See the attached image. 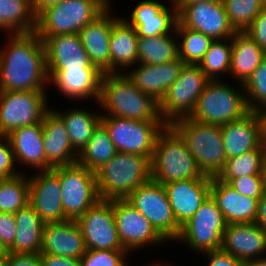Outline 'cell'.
<instances>
[{
	"instance_id": "3",
	"label": "cell",
	"mask_w": 266,
	"mask_h": 266,
	"mask_svg": "<svg viewBox=\"0 0 266 266\" xmlns=\"http://www.w3.org/2000/svg\"><path fill=\"white\" fill-rule=\"evenodd\" d=\"M151 179L164 185L181 180L212 178L203 175L180 135L166 125L156 139Z\"/></svg>"
},
{
	"instance_id": "10",
	"label": "cell",
	"mask_w": 266,
	"mask_h": 266,
	"mask_svg": "<svg viewBox=\"0 0 266 266\" xmlns=\"http://www.w3.org/2000/svg\"><path fill=\"white\" fill-rule=\"evenodd\" d=\"M60 179L61 201L68 220H77L101 198L96 175L78 163L52 169Z\"/></svg>"
},
{
	"instance_id": "35",
	"label": "cell",
	"mask_w": 266,
	"mask_h": 266,
	"mask_svg": "<svg viewBox=\"0 0 266 266\" xmlns=\"http://www.w3.org/2000/svg\"><path fill=\"white\" fill-rule=\"evenodd\" d=\"M176 31L155 37H138V63L164 64L178 59Z\"/></svg>"
},
{
	"instance_id": "42",
	"label": "cell",
	"mask_w": 266,
	"mask_h": 266,
	"mask_svg": "<svg viewBox=\"0 0 266 266\" xmlns=\"http://www.w3.org/2000/svg\"><path fill=\"white\" fill-rule=\"evenodd\" d=\"M250 111L266 107V57L243 84Z\"/></svg>"
},
{
	"instance_id": "32",
	"label": "cell",
	"mask_w": 266,
	"mask_h": 266,
	"mask_svg": "<svg viewBox=\"0 0 266 266\" xmlns=\"http://www.w3.org/2000/svg\"><path fill=\"white\" fill-rule=\"evenodd\" d=\"M15 218L17 224L15 239L7 252L17 254L40 253L45 223L30 204L16 212Z\"/></svg>"
},
{
	"instance_id": "33",
	"label": "cell",
	"mask_w": 266,
	"mask_h": 266,
	"mask_svg": "<svg viewBox=\"0 0 266 266\" xmlns=\"http://www.w3.org/2000/svg\"><path fill=\"white\" fill-rule=\"evenodd\" d=\"M74 104L64 111L63 108L61 111L56 110V108L52 109L62 118L66 125L71 145L79 154L92 137L94 130L101 123L102 115L100 110L96 112L89 109L91 111H88L87 108H81L79 107L80 105Z\"/></svg>"
},
{
	"instance_id": "44",
	"label": "cell",
	"mask_w": 266,
	"mask_h": 266,
	"mask_svg": "<svg viewBox=\"0 0 266 266\" xmlns=\"http://www.w3.org/2000/svg\"><path fill=\"white\" fill-rule=\"evenodd\" d=\"M237 192L243 196L252 197L260 200L265 192L262 175H249L245 177H237L229 183Z\"/></svg>"
},
{
	"instance_id": "43",
	"label": "cell",
	"mask_w": 266,
	"mask_h": 266,
	"mask_svg": "<svg viewBox=\"0 0 266 266\" xmlns=\"http://www.w3.org/2000/svg\"><path fill=\"white\" fill-rule=\"evenodd\" d=\"M125 250H87L80 258L81 266H128Z\"/></svg>"
},
{
	"instance_id": "28",
	"label": "cell",
	"mask_w": 266,
	"mask_h": 266,
	"mask_svg": "<svg viewBox=\"0 0 266 266\" xmlns=\"http://www.w3.org/2000/svg\"><path fill=\"white\" fill-rule=\"evenodd\" d=\"M13 148L16 163L20 168L35 171L48 170V162L44 153L42 122L23 126L6 136Z\"/></svg>"
},
{
	"instance_id": "27",
	"label": "cell",
	"mask_w": 266,
	"mask_h": 266,
	"mask_svg": "<svg viewBox=\"0 0 266 266\" xmlns=\"http://www.w3.org/2000/svg\"><path fill=\"white\" fill-rule=\"evenodd\" d=\"M210 195L215 200L227 224L254 223L259 200L241 195L228 183L213 177Z\"/></svg>"
},
{
	"instance_id": "2",
	"label": "cell",
	"mask_w": 266,
	"mask_h": 266,
	"mask_svg": "<svg viewBox=\"0 0 266 266\" xmlns=\"http://www.w3.org/2000/svg\"><path fill=\"white\" fill-rule=\"evenodd\" d=\"M101 115L148 122H164L159 102L140 91L126 73H104L101 79L99 100L96 103Z\"/></svg>"
},
{
	"instance_id": "18",
	"label": "cell",
	"mask_w": 266,
	"mask_h": 266,
	"mask_svg": "<svg viewBox=\"0 0 266 266\" xmlns=\"http://www.w3.org/2000/svg\"><path fill=\"white\" fill-rule=\"evenodd\" d=\"M170 3L168 6L160 0H141L131 9L130 18H123L136 29L138 37L173 33L178 22V11L176 3Z\"/></svg>"
},
{
	"instance_id": "9",
	"label": "cell",
	"mask_w": 266,
	"mask_h": 266,
	"mask_svg": "<svg viewBox=\"0 0 266 266\" xmlns=\"http://www.w3.org/2000/svg\"><path fill=\"white\" fill-rule=\"evenodd\" d=\"M101 124L108 131L117 152L146 156L154 155L158 134L167 125L165 122H148L102 115Z\"/></svg>"
},
{
	"instance_id": "4",
	"label": "cell",
	"mask_w": 266,
	"mask_h": 266,
	"mask_svg": "<svg viewBox=\"0 0 266 266\" xmlns=\"http://www.w3.org/2000/svg\"><path fill=\"white\" fill-rule=\"evenodd\" d=\"M95 175L101 199H126L151 179V161L143 155L117 152Z\"/></svg>"
},
{
	"instance_id": "11",
	"label": "cell",
	"mask_w": 266,
	"mask_h": 266,
	"mask_svg": "<svg viewBox=\"0 0 266 266\" xmlns=\"http://www.w3.org/2000/svg\"><path fill=\"white\" fill-rule=\"evenodd\" d=\"M208 81L199 65L185 64L179 78L159 102L162 120L170 125L178 119L189 117Z\"/></svg>"
},
{
	"instance_id": "34",
	"label": "cell",
	"mask_w": 266,
	"mask_h": 266,
	"mask_svg": "<svg viewBox=\"0 0 266 266\" xmlns=\"http://www.w3.org/2000/svg\"><path fill=\"white\" fill-rule=\"evenodd\" d=\"M36 14L30 0H0V31L7 34L35 32Z\"/></svg>"
},
{
	"instance_id": "17",
	"label": "cell",
	"mask_w": 266,
	"mask_h": 266,
	"mask_svg": "<svg viewBox=\"0 0 266 266\" xmlns=\"http://www.w3.org/2000/svg\"><path fill=\"white\" fill-rule=\"evenodd\" d=\"M35 174V175H34ZM29 178V204L46 223L65 222L59 176L51 170L36 171Z\"/></svg>"
},
{
	"instance_id": "41",
	"label": "cell",
	"mask_w": 266,
	"mask_h": 266,
	"mask_svg": "<svg viewBox=\"0 0 266 266\" xmlns=\"http://www.w3.org/2000/svg\"><path fill=\"white\" fill-rule=\"evenodd\" d=\"M233 28L243 32L266 8L262 0H222Z\"/></svg>"
},
{
	"instance_id": "16",
	"label": "cell",
	"mask_w": 266,
	"mask_h": 266,
	"mask_svg": "<svg viewBox=\"0 0 266 266\" xmlns=\"http://www.w3.org/2000/svg\"><path fill=\"white\" fill-rule=\"evenodd\" d=\"M176 6L178 21L184 27L202 32L213 40L232 38L237 32L229 21L222 0Z\"/></svg>"
},
{
	"instance_id": "47",
	"label": "cell",
	"mask_w": 266,
	"mask_h": 266,
	"mask_svg": "<svg viewBox=\"0 0 266 266\" xmlns=\"http://www.w3.org/2000/svg\"><path fill=\"white\" fill-rule=\"evenodd\" d=\"M243 32L266 51V8Z\"/></svg>"
},
{
	"instance_id": "24",
	"label": "cell",
	"mask_w": 266,
	"mask_h": 266,
	"mask_svg": "<svg viewBox=\"0 0 266 266\" xmlns=\"http://www.w3.org/2000/svg\"><path fill=\"white\" fill-rule=\"evenodd\" d=\"M221 249L241 261L266 257V232L255 223L227 224Z\"/></svg>"
},
{
	"instance_id": "25",
	"label": "cell",
	"mask_w": 266,
	"mask_h": 266,
	"mask_svg": "<svg viewBox=\"0 0 266 266\" xmlns=\"http://www.w3.org/2000/svg\"><path fill=\"white\" fill-rule=\"evenodd\" d=\"M184 65L180 58L157 65L137 63L126 75L140 91L160 102L168 88L179 78Z\"/></svg>"
},
{
	"instance_id": "38",
	"label": "cell",
	"mask_w": 266,
	"mask_h": 266,
	"mask_svg": "<svg viewBox=\"0 0 266 266\" xmlns=\"http://www.w3.org/2000/svg\"><path fill=\"white\" fill-rule=\"evenodd\" d=\"M29 204L28 173L0 178V212L15 214Z\"/></svg>"
},
{
	"instance_id": "12",
	"label": "cell",
	"mask_w": 266,
	"mask_h": 266,
	"mask_svg": "<svg viewBox=\"0 0 266 266\" xmlns=\"http://www.w3.org/2000/svg\"><path fill=\"white\" fill-rule=\"evenodd\" d=\"M48 98V91H0V136L42 122Z\"/></svg>"
},
{
	"instance_id": "52",
	"label": "cell",
	"mask_w": 266,
	"mask_h": 266,
	"mask_svg": "<svg viewBox=\"0 0 266 266\" xmlns=\"http://www.w3.org/2000/svg\"><path fill=\"white\" fill-rule=\"evenodd\" d=\"M260 124L261 144L266 149V107L255 111Z\"/></svg>"
},
{
	"instance_id": "19",
	"label": "cell",
	"mask_w": 266,
	"mask_h": 266,
	"mask_svg": "<svg viewBox=\"0 0 266 266\" xmlns=\"http://www.w3.org/2000/svg\"><path fill=\"white\" fill-rule=\"evenodd\" d=\"M39 38L45 47L47 70L98 69L85 51L79 33Z\"/></svg>"
},
{
	"instance_id": "56",
	"label": "cell",
	"mask_w": 266,
	"mask_h": 266,
	"mask_svg": "<svg viewBox=\"0 0 266 266\" xmlns=\"http://www.w3.org/2000/svg\"><path fill=\"white\" fill-rule=\"evenodd\" d=\"M261 175H262L264 190L266 191V153L262 163Z\"/></svg>"
},
{
	"instance_id": "45",
	"label": "cell",
	"mask_w": 266,
	"mask_h": 266,
	"mask_svg": "<svg viewBox=\"0 0 266 266\" xmlns=\"http://www.w3.org/2000/svg\"><path fill=\"white\" fill-rule=\"evenodd\" d=\"M16 168L18 169L13 148L6 136H0V178H11L24 173V170Z\"/></svg>"
},
{
	"instance_id": "55",
	"label": "cell",
	"mask_w": 266,
	"mask_h": 266,
	"mask_svg": "<svg viewBox=\"0 0 266 266\" xmlns=\"http://www.w3.org/2000/svg\"><path fill=\"white\" fill-rule=\"evenodd\" d=\"M208 1H214V0H176V5H191V4H198Z\"/></svg>"
},
{
	"instance_id": "54",
	"label": "cell",
	"mask_w": 266,
	"mask_h": 266,
	"mask_svg": "<svg viewBox=\"0 0 266 266\" xmlns=\"http://www.w3.org/2000/svg\"><path fill=\"white\" fill-rule=\"evenodd\" d=\"M242 266H266V257L256 260L244 261Z\"/></svg>"
},
{
	"instance_id": "1",
	"label": "cell",
	"mask_w": 266,
	"mask_h": 266,
	"mask_svg": "<svg viewBox=\"0 0 266 266\" xmlns=\"http://www.w3.org/2000/svg\"><path fill=\"white\" fill-rule=\"evenodd\" d=\"M0 47V91H48L46 53L35 32L6 34Z\"/></svg>"
},
{
	"instance_id": "59",
	"label": "cell",
	"mask_w": 266,
	"mask_h": 266,
	"mask_svg": "<svg viewBox=\"0 0 266 266\" xmlns=\"http://www.w3.org/2000/svg\"><path fill=\"white\" fill-rule=\"evenodd\" d=\"M7 254V250L4 248V246L0 242V257Z\"/></svg>"
},
{
	"instance_id": "58",
	"label": "cell",
	"mask_w": 266,
	"mask_h": 266,
	"mask_svg": "<svg viewBox=\"0 0 266 266\" xmlns=\"http://www.w3.org/2000/svg\"><path fill=\"white\" fill-rule=\"evenodd\" d=\"M0 266H7V254L0 257Z\"/></svg>"
},
{
	"instance_id": "13",
	"label": "cell",
	"mask_w": 266,
	"mask_h": 266,
	"mask_svg": "<svg viewBox=\"0 0 266 266\" xmlns=\"http://www.w3.org/2000/svg\"><path fill=\"white\" fill-rule=\"evenodd\" d=\"M126 200L150 221L167 242H175L181 226L173 215L163 184L150 179L133 191Z\"/></svg>"
},
{
	"instance_id": "8",
	"label": "cell",
	"mask_w": 266,
	"mask_h": 266,
	"mask_svg": "<svg viewBox=\"0 0 266 266\" xmlns=\"http://www.w3.org/2000/svg\"><path fill=\"white\" fill-rule=\"evenodd\" d=\"M227 222L215 200L209 195L194 215L181 226L178 243L196 254L222 247Z\"/></svg>"
},
{
	"instance_id": "36",
	"label": "cell",
	"mask_w": 266,
	"mask_h": 266,
	"mask_svg": "<svg viewBox=\"0 0 266 266\" xmlns=\"http://www.w3.org/2000/svg\"><path fill=\"white\" fill-rule=\"evenodd\" d=\"M117 153L108 131L100 123L86 146L78 154L77 163L96 172Z\"/></svg>"
},
{
	"instance_id": "23",
	"label": "cell",
	"mask_w": 266,
	"mask_h": 266,
	"mask_svg": "<svg viewBox=\"0 0 266 266\" xmlns=\"http://www.w3.org/2000/svg\"><path fill=\"white\" fill-rule=\"evenodd\" d=\"M212 179H189L164 184L177 223L182 226L210 195Z\"/></svg>"
},
{
	"instance_id": "6",
	"label": "cell",
	"mask_w": 266,
	"mask_h": 266,
	"mask_svg": "<svg viewBox=\"0 0 266 266\" xmlns=\"http://www.w3.org/2000/svg\"><path fill=\"white\" fill-rule=\"evenodd\" d=\"M227 84L224 80H209L189 118L197 122L224 125L243 118L250 112L243 84Z\"/></svg>"
},
{
	"instance_id": "57",
	"label": "cell",
	"mask_w": 266,
	"mask_h": 266,
	"mask_svg": "<svg viewBox=\"0 0 266 266\" xmlns=\"http://www.w3.org/2000/svg\"><path fill=\"white\" fill-rule=\"evenodd\" d=\"M169 263L170 262H168L167 265H166V264H163V261L161 262V261L157 260V261H153V262L151 261V262H149V264L146 263V264H144L142 266H171Z\"/></svg>"
},
{
	"instance_id": "37",
	"label": "cell",
	"mask_w": 266,
	"mask_h": 266,
	"mask_svg": "<svg viewBox=\"0 0 266 266\" xmlns=\"http://www.w3.org/2000/svg\"><path fill=\"white\" fill-rule=\"evenodd\" d=\"M175 31L178 40V57L185 64L198 65L214 40L202 32L184 27L179 21Z\"/></svg>"
},
{
	"instance_id": "53",
	"label": "cell",
	"mask_w": 266,
	"mask_h": 266,
	"mask_svg": "<svg viewBox=\"0 0 266 266\" xmlns=\"http://www.w3.org/2000/svg\"><path fill=\"white\" fill-rule=\"evenodd\" d=\"M62 0H30L32 9L36 16L45 8L55 5Z\"/></svg>"
},
{
	"instance_id": "50",
	"label": "cell",
	"mask_w": 266,
	"mask_h": 266,
	"mask_svg": "<svg viewBox=\"0 0 266 266\" xmlns=\"http://www.w3.org/2000/svg\"><path fill=\"white\" fill-rule=\"evenodd\" d=\"M42 266H81L80 259L40 253Z\"/></svg>"
},
{
	"instance_id": "15",
	"label": "cell",
	"mask_w": 266,
	"mask_h": 266,
	"mask_svg": "<svg viewBox=\"0 0 266 266\" xmlns=\"http://www.w3.org/2000/svg\"><path fill=\"white\" fill-rule=\"evenodd\" d=\"M76 222L82 231L87 250H124L118 237L113 200L100 199Z\"/></svg>"
},
{
	"instance_id": "31",
	"label": "cell",
	"mask_w": 266,
	"mask_h": 266,
	"mask_svg": "<svg viewBox=\"0 0 266 266\" xmlns=\"http://www.w3.org/2000/svg\"><path fill=\"white\" fill-rule=\"evenodd\" d=\"M265 57L266 51L245 32H236L232 37L229 75L233 76L236 84H244Z\"/></svg>"
},
{
	"instance_id": "30",
	"label": "cell",
	"mask_w": 266,
	"mask_h": 266,
	"mask_svg": "<svg viewBox=\"0 0 266 266\" xmlns=\"http://www.w3.org/2000/svg\"><path fill=\"white\" fill-rule=\"evenodd\" d=\"M138 63V35L123 17L113 22L110 37V73H125Z\"/></svg>"
},
{
	"instance_id": "51",
	"label": "cell",
	"mask_w": 266,
	"mask_h": 266,
	"mask_svg": "<svg viewBox=\"0 0 266 266\" xmlns=\"http://www.w3.org/2000/svg\"><path fill=\"white\" fill-rule=\"evenodd\" d=\"M254 223L266 232V191L258 202V211Z\"/></svg>"
},
{
	"instance_id": "5",
	"label": "cell",
	"mask_w": 266,
	"mask_h": 266,
	"mask_svg": "<svg viewBox=\"0 0 266 266\" xmlns=\"http://www.w3.org/2000/svg\"><path fill=\"white\" fill-rule=\"evenodd\" d=\"M170 126L185 142L203 175L217 177L227 160L221 125L201 123L184 117L172 122Z\"/></svg>"
},
{
	"instance_id": "60",
	"label": "cell",
	"mask_w": 266,
	"mask_h": 266,
	"mask_svg": "<svg viewBox=\"0 0 266 266\" xmlns=\"http://www.w3.org/2000/svg\"><path fill=\"white\" fill-rule=\"evenodd\" d=\"M264 6L266 7V0H262Z\"/></svg>"
},
{
	"instance_id": "21",
	"label": "cell",
	"mask_w": 266,
	"mask_h": 266,
	"mask_svg": "<svg viewBox=\"0 0 266 266\" xmlns=\"http://www.w3.org/2000/svg\"><path fill=\"white\" fill-rule=\"evenodd\" d=\"M42 128L48 170L77 163L78 153L71 145L66 125L52 105L44 114Z\"/></svg>"
},
{
	"instance_id": "29",
	"label": "cell",
	"mask_w": 266,
	"mask_h": 266,
	"mask_svg": "<svg viewBox=\"0 0 266 266\" xmlns=\"http://www.w3.org/2000/svg\"><path fill=\"white\" fill-rule=\"evenodd\" d=\"M226 158L230 159L260 147V124L254 111L243 118L221 125Z\"/></svg>"
},
{
	"instance_id": "26",
	"label": "cell",
	"mask_w": 266,
	"mask_h": 266,
	"mask_svg": "<svg viewBox=\"0 0 266 266\" xmlns=\"http://www.w3.org/2000/svg\"><path fill=\"white\" fill-rule=\"evenodd\" d=\"M86 251L76 220L44 224L40 253L80 259Z\"/></svg>"
},
{
	"instance_id": "39",
	"label": "cell",
	"mask_w": 266,
	"mask_h": 266,
	"mask_svg": "<svg viewBox=\"0 0 266 266\" xmlns=\"http://www.w3.org/2000/svg\"><path fill=\"white\" fill-rule=\"evenodd\" d=\"M232 38L214 40L198 64L209 80H223L231 66ZM222 76V77H221Z\"/></svg>"
},
{
	"instance_id": "22",
	"label": "cell",
	"mask_w": 266,
	"mask_h": 266,
	"mask_svg": "<svg viewBox=\"0 0 266 266\" xmlns=\"http://www.w3.org/2000/svg\"><path fill=\"white\" fill-rule=\"evenodd\" d=\"M112 6L79 32L82 45L92 64L102 73H110V37L113 22L118 18L113 14Z\"/></svg>"
},
{
	"instance_id": "20",
	"label": "cell",
	"mask_w": 266,
	"mask_h": 266,
	"mask_svg": "<svg viewBox=\"0 0 266 266\" xmlns=\"http://www.w3.org/2000/svg\"><path fill=\"white\" fill-rule=\"evenodd\" d=\"M47 72L48 86L55 85L56 91L58 90L65 98L81 103L94 98V102H98L104 74L99 69L47 70Z\"/></svg>"
},
{
	"instance_id": "7",
	"label": "cell",
	"mask_w": 266,
	"mask_h": 266,
	"mask_svg": "<svg viewBox=\"0 0 266 266\" xmlns=\"http://www.w3.org/2000/svg\"><path fill=\"white\" fill-rule=\"evenodd\" d=\"M112 3L111 0H62L36 16L35 33L38 36L79 33Z\"/></svg>"
},
{
	"instance_id": "40",
	"label": "cell",
	"mask_w": 266,
	"mask_h": 266,
	"mask_svg": "<svg viewBox=\"0 0 266 266\" xmlns=\"http://www.w3.org/2000/svg\"><path fill=\"white\" fill-rule=\"evenodd\" d=\"M265 153L266 149L261 145L253 151L227 159L217 178L229 183L237 177L261 175Z\"/></svg>"
},
{
	"instance_id": "49",
	"label": "cell",
	"mask_w": 266,
	"mask_h": 266,
	"mask_svg": "<svg viewBox=\"0 0 266 266\" xmlns=\"http://www.w3.org/2000/svg\"><path fill=\"white\" fill-rule=\"evenodd\" d=\"M7 266H42L40 253L17 254L7 252Z\"/></svg>"
},
{
	"instance_id": "14",
	"label": "cell",
	"mask_w": 266,
	"mask_h": 266,
	"mask_svg": "<svg viewBox=\"0 0 266 266\" xmlns=\"http://www.w3.org/2000/svg\"><path fill=\"white\" fill-rule=\"evenodd\" d=\"M113 212L119 240L130 255L142 248L161 246L166 240L150 221L126 199H113Z\"/></svg>"
},
{
	"instance_id": "48",
	"label": "cell",
	"mask_w": 266,
	"mask_h": 266,
	"mask_svg": "<svg viewBox=\"0 0 266 266\" xmlns=\"http://www.w3.org/2000/svg\"><path fill=\"white\" fill-rule=\"evenodd\" d=\"M208 259L206 266H242L243 261L235 258L233 255L222 249L212 250L200 253Z\"/></svg>"
},
{
	"instance_id": "46",
	"label": "cell",
	"mask_w": 266,
	"mask_h": 266,
	"mask_svg": "<svg viewBox=\"0 0 266 266\" xmlns=\"http://www.w3.org/2000/svg\"><path fill=\"white\" fill-rule=\"evenodd\" d=\"M16 228L15 214L0 212V242L6 250L14 243Z\"/></svg>"
}]
</instances>
